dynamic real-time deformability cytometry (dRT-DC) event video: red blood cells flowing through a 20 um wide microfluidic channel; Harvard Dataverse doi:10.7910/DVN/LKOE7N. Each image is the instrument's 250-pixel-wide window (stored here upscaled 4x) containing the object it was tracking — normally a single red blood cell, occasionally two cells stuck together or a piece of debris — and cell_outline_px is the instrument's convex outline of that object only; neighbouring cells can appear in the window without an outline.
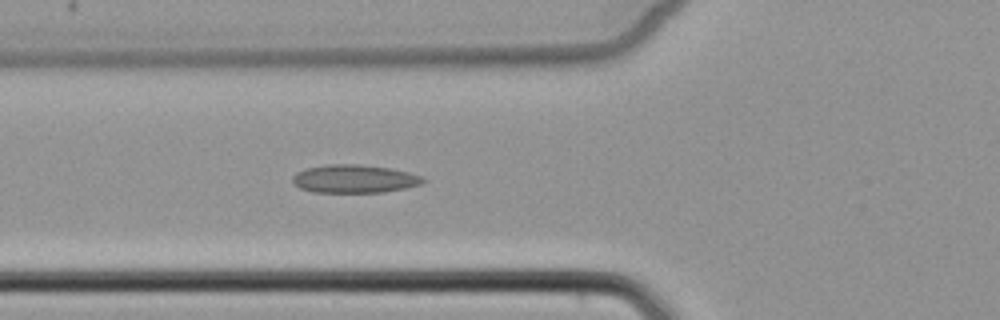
{"species": "common noctule bat (a hibernating species)", "species_latin": "Nyctalus noctula", "temperature_condition": "cold", "stored_images_in_passage": 6, "camera_frame_rate_fps": 3000, "um_per_image_px": 0.085, "animal": {"sex": "female", "body_mass_g": 22.7, "forearm_length_mm": 54.2}, "frame": {"image": 1, "passage_image": 6, "time_ms": 6.0, "image_size_px": [1000, 320], "cell_outline_px": [[428, 180], [420, 184], [404, 188], [384, 192], [312, 192], [300, 188], [292, 184], [292, 176], [296, 172], [304, 168], [324, 164], [360, 164], [392, 168], [408, 172], [420, 176]], "centroid_in_image_um": [30.07, 15.19], "position_along_channel_um": 95.7, "area_um2": 21.68}}